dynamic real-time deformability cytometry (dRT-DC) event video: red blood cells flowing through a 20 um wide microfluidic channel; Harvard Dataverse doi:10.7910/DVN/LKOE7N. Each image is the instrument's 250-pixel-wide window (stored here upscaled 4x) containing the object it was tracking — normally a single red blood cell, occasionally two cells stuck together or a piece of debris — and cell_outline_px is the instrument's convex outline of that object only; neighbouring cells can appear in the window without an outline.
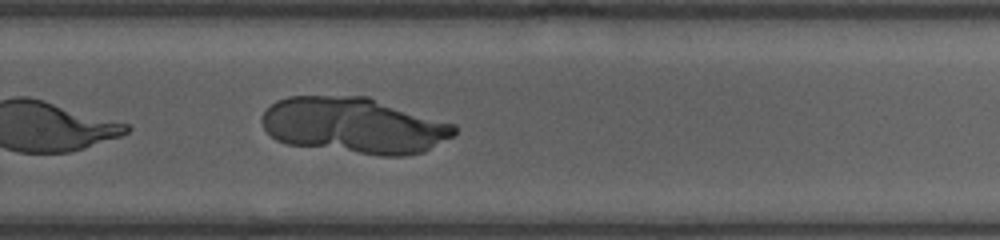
{"species": "human", "species_latin": "Homo sapiens", "temperature_condition": "room temperature", "stored_images_in_passage": 28, "camera_frame_rate_fps": 3000, "um_per_image_px": 0.085, "donor": {"sex": "female"}, "frame": {"image": 1, "passage_image": 28, "time_ms": 12.333, "image_size_px": [1000, 240], "cell_outline_px": [[456, 132], [452, 136], [424, 152], [404, 156], [380, 156], [288, 144], [276, 140], [264, 128], [260, 120], [260, 116], [276, 100], [288, 96], [368, 96], [456, 124]], "centroid_in_image_um": [30.1, 10.66], "position_along_channel_um": 299.7, "area_um2": 63.12}}